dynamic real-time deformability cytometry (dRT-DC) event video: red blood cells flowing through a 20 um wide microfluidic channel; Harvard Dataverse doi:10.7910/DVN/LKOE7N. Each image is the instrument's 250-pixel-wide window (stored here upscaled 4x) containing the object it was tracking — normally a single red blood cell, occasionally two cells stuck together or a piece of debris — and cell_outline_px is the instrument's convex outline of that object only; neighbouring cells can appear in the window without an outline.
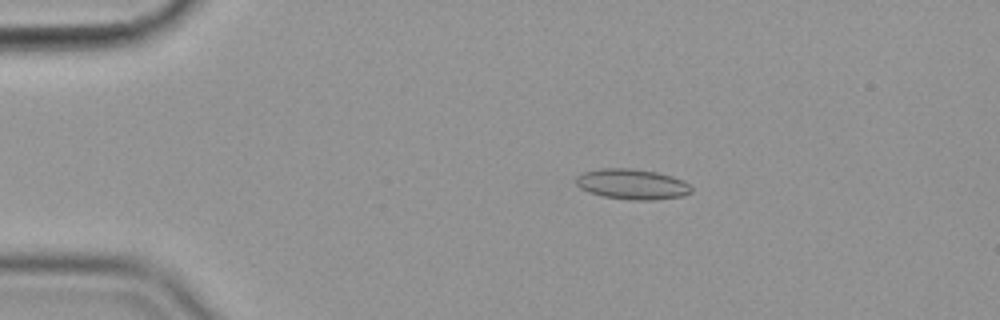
{"species": "common noctule bat (a hibernating species)", "species_latin": "Nyctalus noctula", "temperature_condition": "cold", "stored_images_in_passage": 55, "camera_frame_rate_fps": 3000, "um_per_image_px": 0.085, "animal": {"sex": "female", "body_mass_g": 19.9}, "frame": {"image": 1, "passage_image": 10, "time_ms": 3.0, "image_size_px": [1000, 320], "cell_outline_px": [[692, 192], [684, 196], [652, 200], [628, 200], [604, 196], [588, 192], [580, 188], [576, 184], [576, 176], [584, 172], [600, 168], [632, 168], [656, 172], [672, 176], [684, 180], [692, 188]], "centroid_in_image_um": [53.74, 15.65], "position_along_channel_um": 31.3, "area_um2": 20.58}}
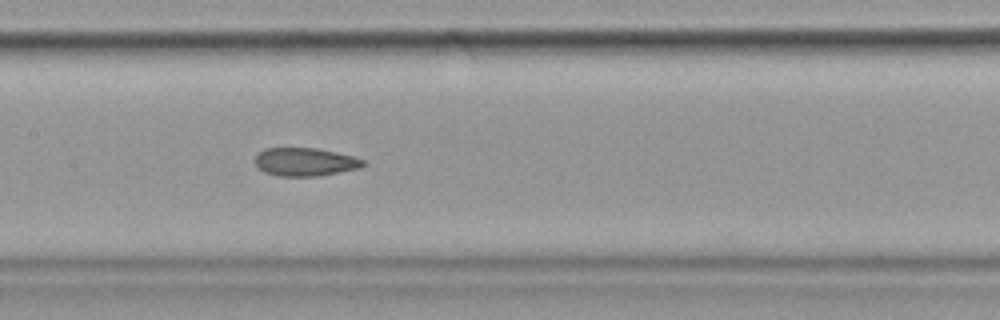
{"frame": {"image": 2, "passage_image": 27, "time_ms": 8.667, "image_size_px": [1000, 320], "cell_outline_px": [[364, 164], [360, 168], [320, 176], [280, 176], [264, 172], [256, 168], [256, 152], [264, 148], [316, 148], [336, 152], [352, 156], [364, 160]], "centroid_in_image_um": [25.89, 13.76], "position_along_channel_um": 181.5, "area_um2": 17.86}}
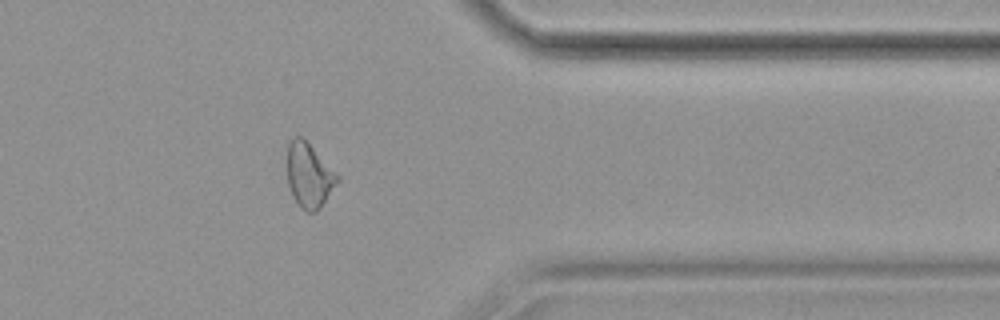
{"frame": {"image": 3, "passage_image": 45, "time_ms": 14.667, "image_size_px": [1000, 320], "cell_outline_px": [[340, 180], [320, 208], [316, 212], [308, 212], [300, 208], [292, 196], [288, 184], [288, 140], [292, 136], [300, 136], [340, 176]], "centroid_in_image_um": [26.27, 14.93], "position_along_channel_um": 385.1, "area_um2": 18.73}, "authors_computed_cell_mechanics": {"area_um2": 18.9584, "velocity_mm_per_s": 3.5862, "shape_relaxation_time_tau1_ms": 11.2036, "shape_relaxation_time_tau2_ms": 3.3056, "deformation_change_tau1": 0.2112, "deformation_change_tau2": 0.1114}}